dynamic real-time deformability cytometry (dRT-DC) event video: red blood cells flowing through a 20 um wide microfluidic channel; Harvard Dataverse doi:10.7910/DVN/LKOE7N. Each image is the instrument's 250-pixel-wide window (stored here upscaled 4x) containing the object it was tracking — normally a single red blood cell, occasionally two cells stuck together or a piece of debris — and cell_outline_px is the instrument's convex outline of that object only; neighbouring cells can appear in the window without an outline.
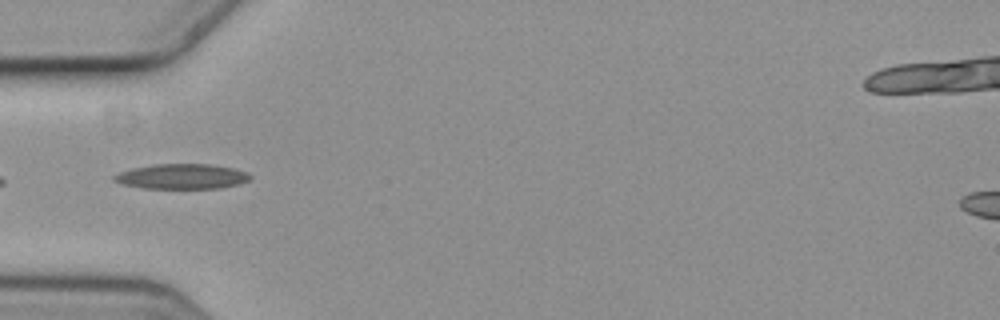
{"species": "common noctule bat (a hibernating species)", "species_latin": "Nyctalus noctula", "temperature_condition": "cold", "stored_images_in_passage": 5, "camera_frame_rate_fps": 3000, "um_per_image_px": 0.085, "animal": {"sex": "female", "body_mass_g": 19.3, "forearm_length_mm": 54.1}, "frame": {"image": 1, "passage_image": 3, "time_ms": 0.667, "image_size_px": [1000, 320], "cell_outline_px": [[252, 176], [248, 180], [240, 184], [220, 188], [144, 188], [124, 184], [112, 180], [112, 176], [120, 172], [132, 168], [152, 164], [208, 164], [232, 168], [248, 172]], "centroid_in_image_um": [15.46, 14.99], "position_along_channel_um": 69.5, "area_um2": 19.83}}
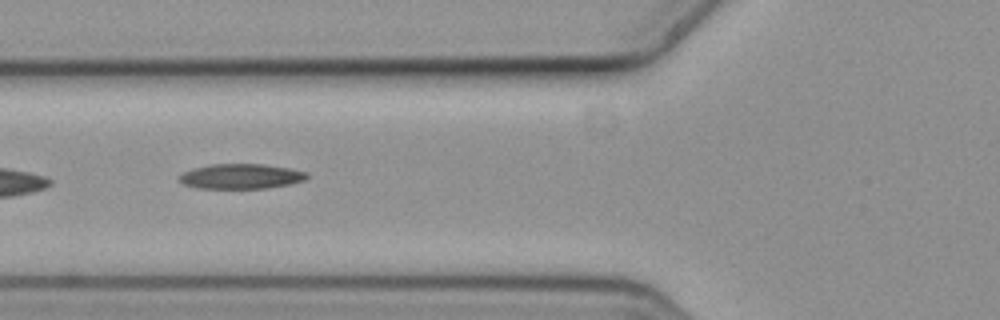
{"frame": {"image": 2, "passage_image": 4, "time_ms": 1.0, "image_size_px": [1000, 320], "cell_outline_px": [[308, 176], [304, 180], [288, 184], [268, 188], [196, 188], [184, 184], [176, 176], [192, 168], [208, 164], [264, 164], [288, 168], [308, 172]], "centroid_in_image_um": [20.45, 14.98], "position_along_channel_um": 105.4, "area_um2": 18.61}}
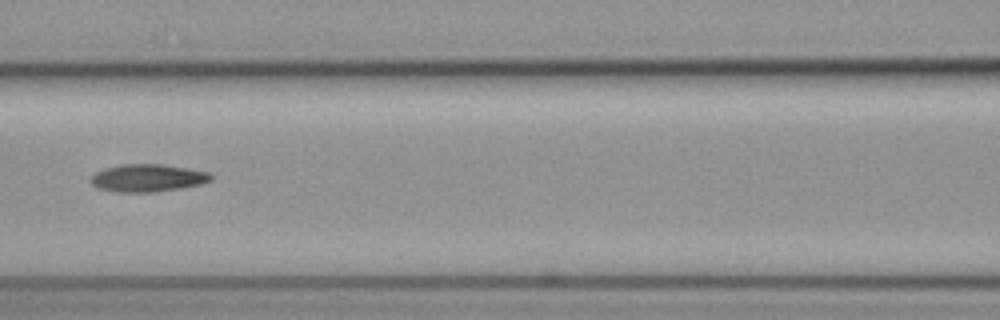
{"frame": {"image": 3, "passage_image": 5, "time_ms": 1.333, "image_size_px": [1000, 320], "cell_outline_px": [[212, 180], [200, 184], [180, 188], [152, 192], [116, 192], [96, 188], [88, 180], [96, 172], [104, 168], [120, 164], [160, 164], [188, 168], [208, 172], [212, 176]], "centroid_in_image_um": [12.5, 15.12], "position_along_channel_um": 154.1, "area_um2": 19.36}}